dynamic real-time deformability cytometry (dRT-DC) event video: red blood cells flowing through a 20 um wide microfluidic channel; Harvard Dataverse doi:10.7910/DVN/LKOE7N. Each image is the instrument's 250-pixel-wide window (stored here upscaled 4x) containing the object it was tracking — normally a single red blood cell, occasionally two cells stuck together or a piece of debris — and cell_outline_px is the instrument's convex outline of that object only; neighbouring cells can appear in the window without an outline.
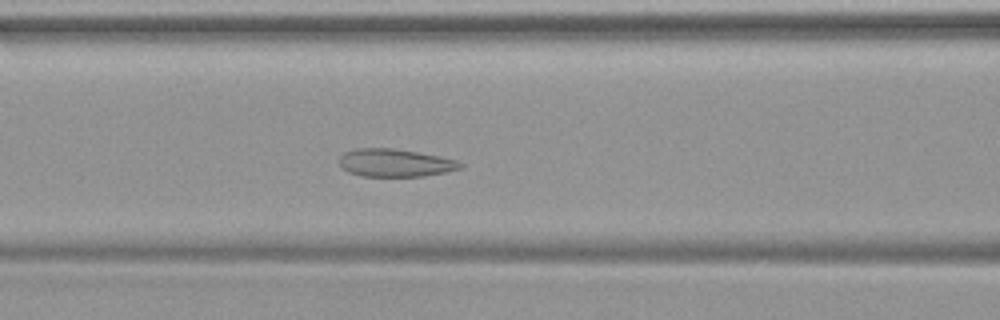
{"species": "common noctule bat (a hibernating species)", "species_latin": "Nyctalus noctula", "temperature_condition": "warm", "stored_images_in_passage": 48, "camera_frame_rate_fps": 3000, "um_per_image_px": 0.085, "animal": {"sex": "female", "body_mass_g": 19.9}, "frame": {"image": 1, "passage_image": 20, "time_ms": 6.333, "image_size_px": [1000, 320], "cell_outline_px": [[464, 164], [460, 168], [448, 172], [424, 176], [360, 176], [348, 172], [340, 168], [340, 156], [344, 152], [356, 148], [392, 148], [440, 156], [456, 160]], "centroid_in_image_um": [33.56, 13.84], "position_along_channel_um": 133.0, "area_um2": 19.71}}
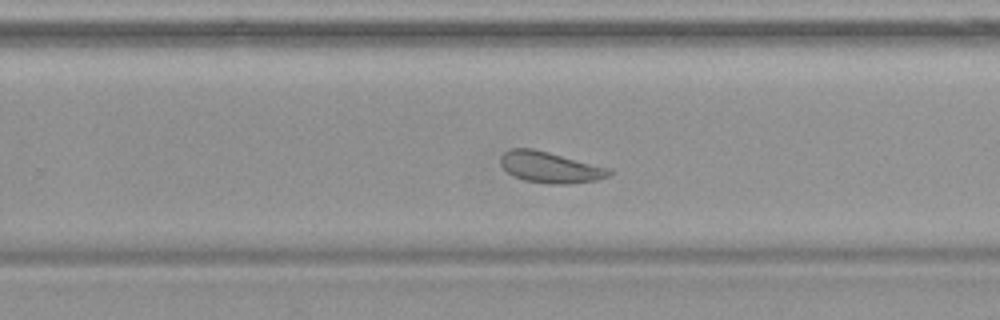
{"frame": {"image": 2, "passage_image": 31, "time_ms": 10.0, "image_size_px": [1000, 320], "cell_outline_px": [[612, 172], [608, 176], [596, 180], [568, 184], [548, 184], [524, 180], [512, 176], [500, 164], [500, 156], [508, 148], [532, 148], [612, 168]], "centroid_in_image_um": [46.75, 14.21], "position_along_channel_um": 283.1, "area_um2": 19.83}}
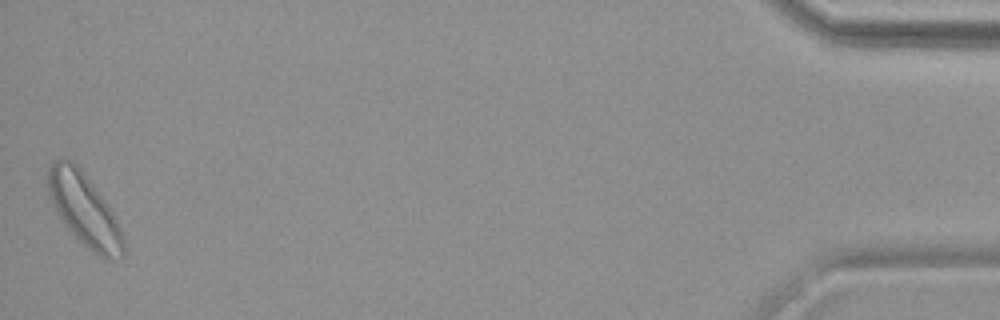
{"frame": {"image": 3, "passage_image": 48, "time_ms": 15.667, "image_size_px": [1000, 320], "cell_outline_px": [[124, 256], [112, 260], [104, 260], [92, 252], [72, 232], [60, 216], [48, 192], [48, 168], [56, 160], [72, 160], [80, 168], [108, 204], [124, 236]], "centroid_in_image_um": [7.22, 17.87], "position_along_channel_um": 428.0, "area_um2": 31.15}}